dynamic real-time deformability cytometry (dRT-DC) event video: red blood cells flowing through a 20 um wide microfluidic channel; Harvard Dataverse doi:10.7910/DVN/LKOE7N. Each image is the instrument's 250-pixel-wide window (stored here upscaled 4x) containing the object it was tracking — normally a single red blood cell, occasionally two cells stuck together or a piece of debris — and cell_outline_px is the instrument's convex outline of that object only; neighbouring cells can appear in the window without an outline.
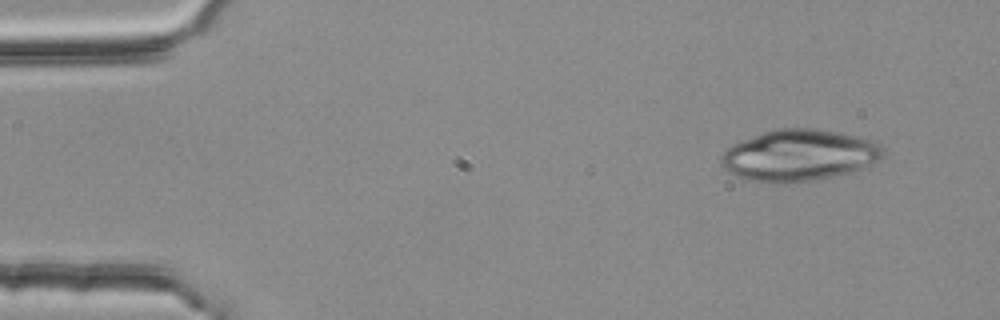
{"species": "common noctule bat (a hibernating species)", "species_latin": "Nyctalus noctula", "temperature_condition": "room temperature", "stored_images_in_passage": 3, "camera_frame_rate_fps": 3000, "um_per_image_px": 0.085, "animal": {"sex": "female", "body_mass_g": 25.1}, "frame": {"image": 1, "passage_image": 1, "time_ms": 0.0, "image_size_px": [1000, 320], "cell_outline_px": [[884, 156], [880, 160], [848, 172], [832, 176], [812, 180], [784, 184], [768, 184], [748, 180], [736, 176], [728, 172], [724, 168], [720, 160], [724, 152], [732, 144], [764, 132], [776, 128], [816, 128], [840, 132], [872, 140], [880, 144], [884, 148]], "centroid_in_image_um": [67.9, 13.2], "position_along_channel_um": 17.1, "area_um2": 48.67}}